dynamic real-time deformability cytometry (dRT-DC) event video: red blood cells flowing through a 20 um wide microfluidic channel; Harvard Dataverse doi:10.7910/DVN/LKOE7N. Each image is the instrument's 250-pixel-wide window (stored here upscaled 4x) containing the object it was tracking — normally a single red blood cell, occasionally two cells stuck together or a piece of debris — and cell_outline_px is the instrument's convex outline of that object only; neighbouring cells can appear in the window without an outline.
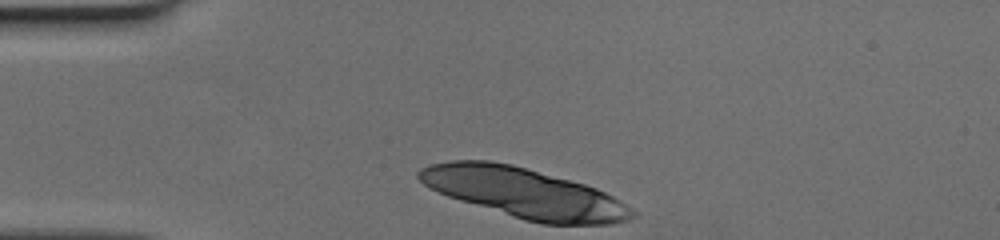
{"species": "human", "species_latin": "Homo sapiens", "temperature_condition": "cold", "stored_images_in_passage": 30, "camera_frame_rate_fps": 3000, "um_per_image_px": 0.085, "donor": {"sex": "female"}, "frame": {"image": 1, "passage_image": 1, "time_ms": 0.0, "image_size_px": [1000, 240], "cell_outline_px": [[636, 216], [628, 220], [612, 224], [540, 224], [524, 220], [460, 200], [448, 196], [424, 184], [416, 176], [416, 172], [420, 168], [428, 164], [448, 160], [488, 160], [512, 164], [584, 184], [596, 188], [620, 200], [636, 212]], "centroid_in_image_um": [44.54, 16.39], "position_along_channel_um": 40.5, "area_um2": 61.73}}
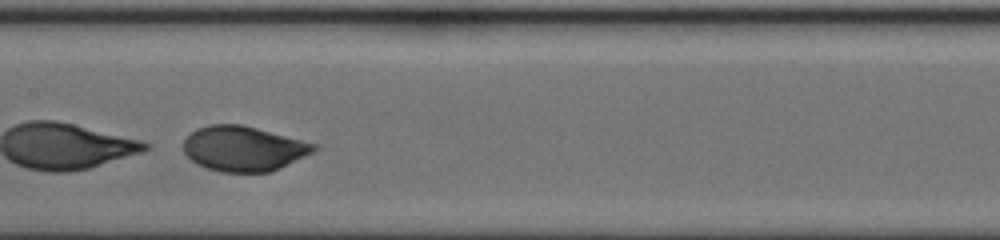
{"frame": {"image": 2, "passage_image": 15, "time_ms": 4.667, "image_size_px": [1000, 240], "cell_outline_px": [[320, 148], [272, 172], [220, 172], [196, 164], [184, 152], [184, 136], [196, 128], [208, 124], [240, 124], [320, 144]], "centroid_in_image_um": [20.7, 12.62], "position_along_channel_um": 186.7, "area_um2": 34.45}}
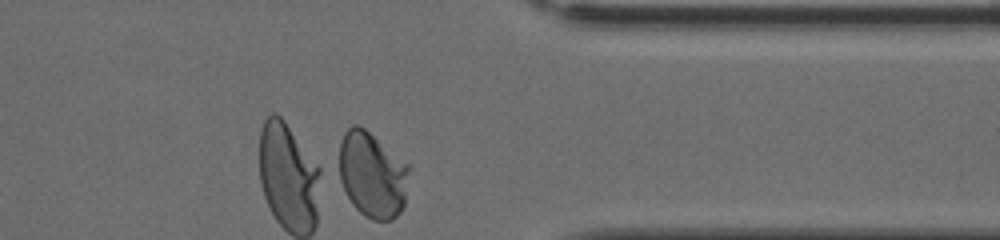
{"frame": {"image": 3, "passage_image": 30, "time_ms": 9.667, "image_size_px": [1000, 240], "cell_outline_px": [[412, 164], [404, 204], [400, 212], [392, 220], [372, 220], [364, 216], [352, 204], [332, 172], [332, 168], [340, 140], [344, 132], [352, 124], [360, 124]], "centroid_in_image_um": [31.57, 14.79], "position_along_channel_um": 379.8, "area_um2": 37.4}}